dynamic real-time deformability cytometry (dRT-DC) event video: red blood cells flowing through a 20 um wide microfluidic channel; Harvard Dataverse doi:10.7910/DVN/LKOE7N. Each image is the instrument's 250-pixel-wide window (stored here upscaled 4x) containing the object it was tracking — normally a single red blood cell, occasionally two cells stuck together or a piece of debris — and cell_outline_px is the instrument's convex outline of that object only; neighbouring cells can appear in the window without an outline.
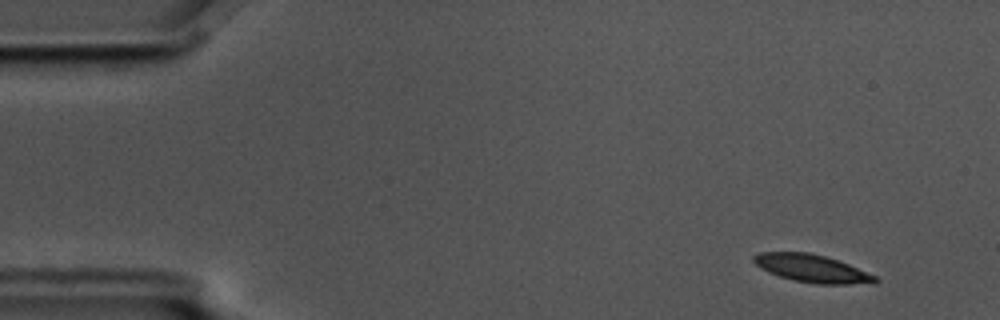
{"species": "common noctule bat (a hibernating species)", "species_latin": "Nyctalus noctula", "temperature_condition": "cold", "stored_images_in_passage": 14, "camera_frame_rate_fps": 3000, "um_per_image_px": 0.085, "animal": {"sex": "male", "body_mass_g": 17.5, "forearm_length_mm": 52.3}, "frame": {"image": 1, "passage_image": 1, "time_ms": 0.0, "image_size_px": [1000, 320], "cell_outline_px": [[880, 280], [876, 284], [816, 284], [792, 280], [768, 272], [760, 268], [752, 260], [752, 256], [760, 252], [808, 252], [824, 256], [848, 264], [876, 276]], "centroid_in_image_um": [69.03, 22.83], "position_along_channel_um": 16.0, "area_um2": 19.71}}
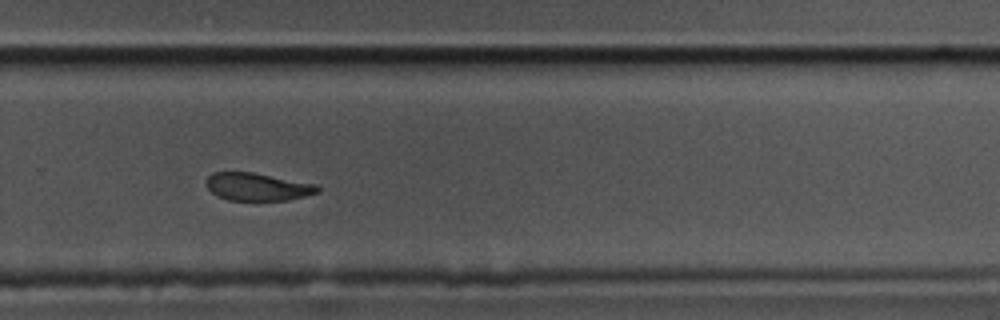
{"frame": {"image": 2, "passage_image": 10, "time_ms": 3.0, "image_size_px": [1000, 320], "cell_outline_px": [[320, 192], [288, 200], [228, 200], [216, 196], [208, 188], [208, 176], [212, 172], [252, 172], [316, 184], [320, 188]], "centroid_in_image_um": [21.9, 15.88], "position_along_channel_um": 307.9, "area_um2": 17.86}}
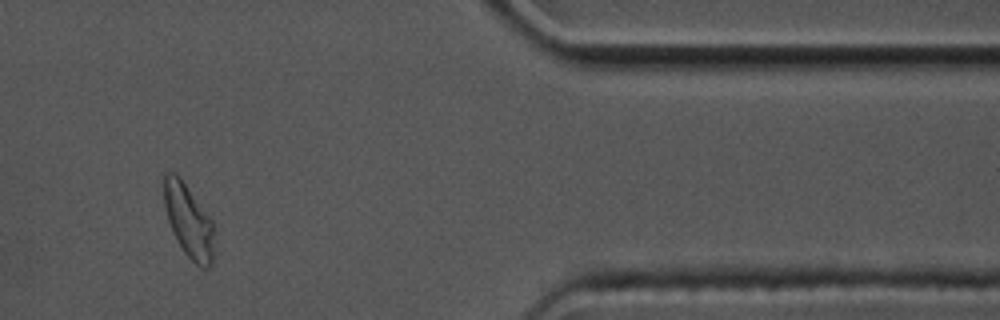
{"frame": {"image": 3, "passage_image": 12, "time_ms": 3.667, "image_size_px": [1000, 320], "cell_outline_px": [[212, 264], [208, 268], [200, 268], [184, 252], [176, 240], [172, 232], [164, 208], [164, 176], [168, 172], [176, 172], [212, 220]], "centroid_in_image_um": [16.0, 18.78], "position_along_channel_um": 395.4, "area_um2": 21.04}}